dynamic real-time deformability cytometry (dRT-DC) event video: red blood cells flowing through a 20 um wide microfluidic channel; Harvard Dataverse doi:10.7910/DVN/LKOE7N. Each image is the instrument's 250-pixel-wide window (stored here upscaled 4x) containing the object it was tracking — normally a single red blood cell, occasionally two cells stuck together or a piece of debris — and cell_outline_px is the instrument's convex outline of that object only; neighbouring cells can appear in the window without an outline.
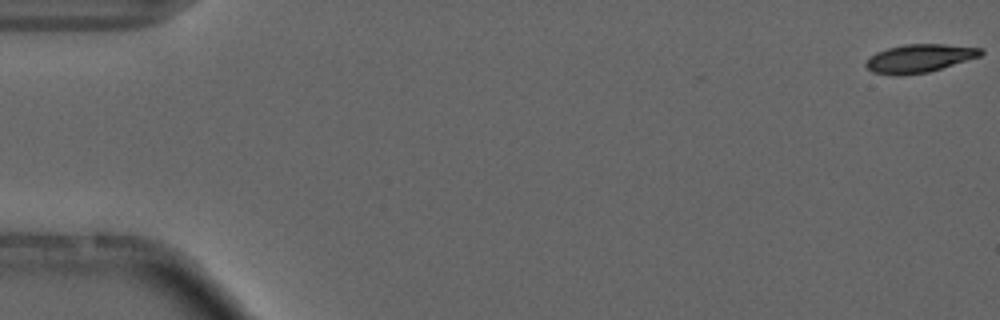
{"species": "common noctule bat (a hibernating species)", "species_latin": "Nyctalus noctula", "temperature_condition": "cold", "stored_images_in_passage": 4, "camera_frame_rate_fps": 3000, "um_per_image_px": 0.085, "animal": {"sex": "male", "forearm_length_mm": 52.5}, "frame": {"image": 1, "passage_image": 1, "time_ms": 0.0, "image_size_px": [1000, 320], "cell_outline_px": [[984, 52], [980, 56], [928, 72], [904, 76], [892, 76], [872, 72], [864, 64], [876, 52], [888, 48], [904, 44], [944, 44], [984, 48]], "centroid_in_image_um": [78.14, 4.97], "position_along_channel_um": 6.9, "area_um2": 18.96}}
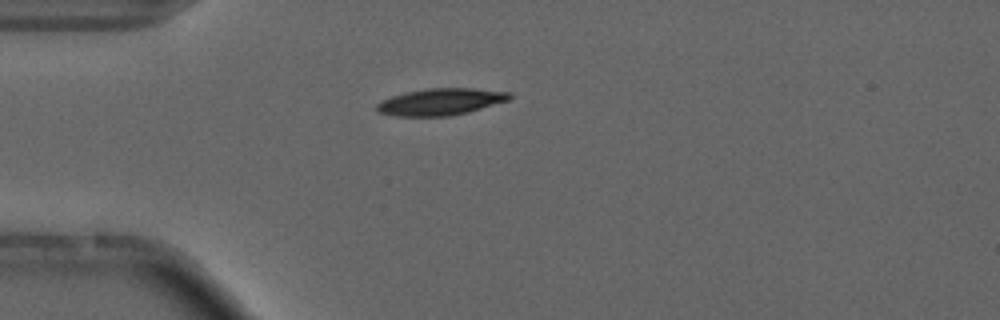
{"frame": {"image": 2, "passage_image": 4, "time_ms": 4.667, "image_size_px": [1000, 320], "cell_outline_px": [[512, 96], [508, 100], [468, 112], [448, 116], [396, 116], [376, 112], [376, 104], [392, 96], [408, 92], [428, 88], [472, 88], [508, 92]], "centroid_in_image_um": [37.43, 8.65], "position_along_channel_um": 47.6, "area_um2": 20.46}}